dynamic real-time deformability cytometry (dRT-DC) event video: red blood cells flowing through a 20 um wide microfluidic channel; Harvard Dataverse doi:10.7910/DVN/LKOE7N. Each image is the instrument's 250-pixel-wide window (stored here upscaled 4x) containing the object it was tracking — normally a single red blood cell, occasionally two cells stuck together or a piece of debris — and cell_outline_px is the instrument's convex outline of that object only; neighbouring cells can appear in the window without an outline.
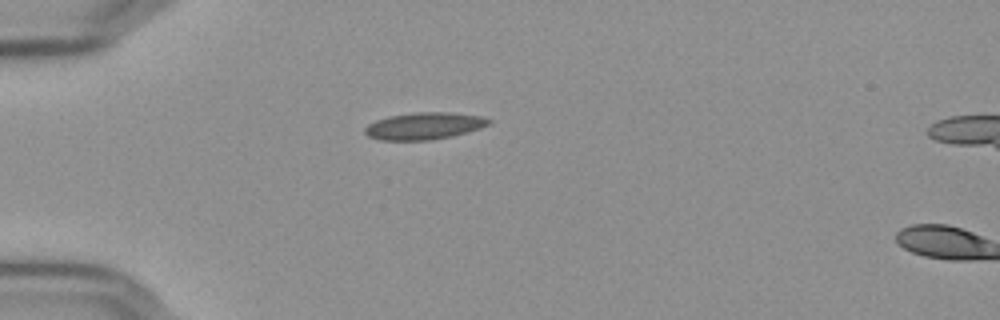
{"species": "Egyptian fruit bat (a non-hibernating species)", "species_latin": "Rousettus aegyptiacus", "temperature_condition": "cold", "stored_images_in_passage": 3, "camera_frame_rate_fps": 3000, "um_per_image_px": 0.085, "frame": {"image": 1, "passage_image": 1, "time_ms": 0.0, "image_size_px": [1000, 320], "cell_outline_px": [[492, 124], [468, 132], [452, 136], [432, 140], [380, 140], [368, 136], [364, 132], [364, 128], [368, 124], [376, 120], [388, 116], [416, 112], [452, 112], [484, 116], [492, 120]], "centroid_in_image_um": [36.1, 10.7], "position_along_channel_um": 48.9, "area_um2": 19.77}}